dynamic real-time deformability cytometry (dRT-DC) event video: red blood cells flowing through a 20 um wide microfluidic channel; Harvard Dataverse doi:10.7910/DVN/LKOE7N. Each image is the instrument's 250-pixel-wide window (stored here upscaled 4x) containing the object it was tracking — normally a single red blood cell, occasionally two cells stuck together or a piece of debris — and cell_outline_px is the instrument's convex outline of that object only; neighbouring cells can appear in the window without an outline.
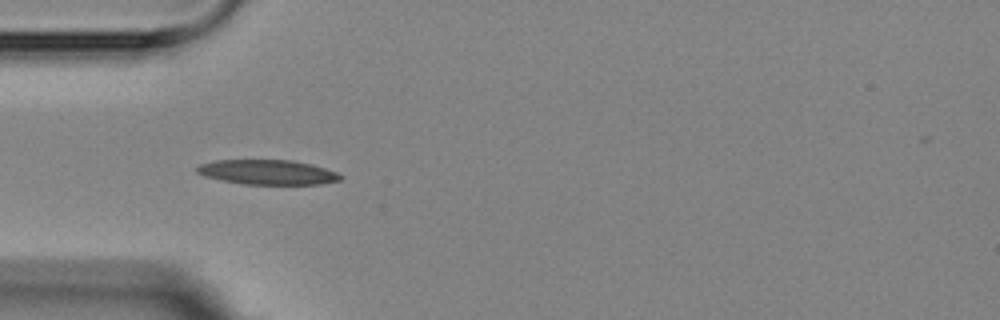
{"species": "Egyptian fruit bat (a non-hibernating species)", "species_latin": "Rousettus aegyptiacus", "temperature_condition": "room temperature", "stored_images_in_passage": 4, "camera_frame_rate_fps": 3000, "um_per_image_px": 0.085, "animal": {"sex": "female"}, "frame": {"image": 1, "passage_image": 4, "time_ms": 3.333, "image_size_px": [1000, 320], "cell_outline_px": [[340, 180], [320, 184], [244, 184], [204, 176], [196, 172], [196, 168], [200, 164], [216, 160], [292, 160], [312, 164], [336, 172], [340, 176]], "centroid_in_image_um": [22.72, 14.63], "position_along_channel_um": 62.3, "area_um2": 20.46}}